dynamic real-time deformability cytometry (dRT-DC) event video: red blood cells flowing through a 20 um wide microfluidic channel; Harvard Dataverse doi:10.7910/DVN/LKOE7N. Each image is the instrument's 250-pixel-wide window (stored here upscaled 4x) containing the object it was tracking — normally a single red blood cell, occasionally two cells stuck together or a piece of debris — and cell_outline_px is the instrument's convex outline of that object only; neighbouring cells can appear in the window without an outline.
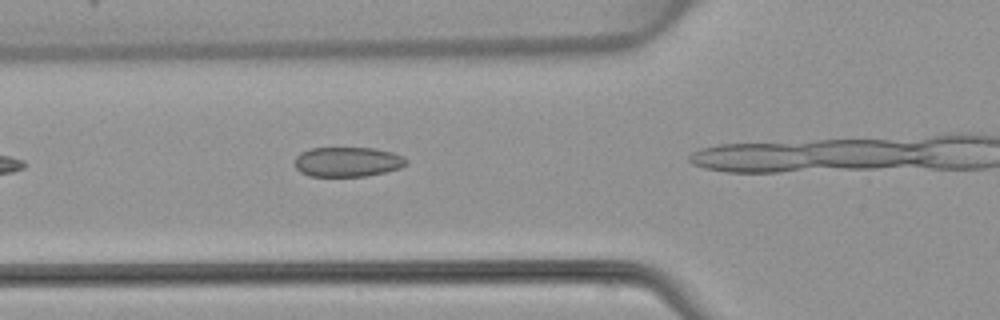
{"species": "common noctule bat (a hibernating species)", "species_latin": "Nyctalus noctula", "temperature_condition": "warm", "stored_images_in_passage": 5, "camera_frame_rate_fps": 3000, "um_per_image_px": 0.085, "animal": {"sex": "female", "body_mass_g": 22.7, "forearm_length_mm": 54.2}, "frame": {"image": 1, "passage_image": 3, "time_ms": 3.333, "image_size_px": [1000, 320], "cell_outline_px": [[408, 164], [400, 168], [384, 172], [364, 176], [308, 176], [300, 172], [292, 164], [296, 156], [300, 152], [312, 148], [376, 148], [392, 152], [404, 156], [408, 160]], "centroid_in_image_um": [29.53, 13.75], "position_along_channel_um": 96.3, "area_um2": 19.59}}